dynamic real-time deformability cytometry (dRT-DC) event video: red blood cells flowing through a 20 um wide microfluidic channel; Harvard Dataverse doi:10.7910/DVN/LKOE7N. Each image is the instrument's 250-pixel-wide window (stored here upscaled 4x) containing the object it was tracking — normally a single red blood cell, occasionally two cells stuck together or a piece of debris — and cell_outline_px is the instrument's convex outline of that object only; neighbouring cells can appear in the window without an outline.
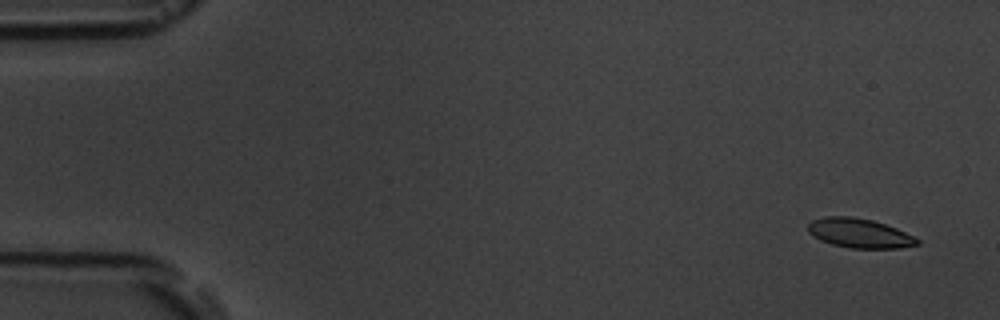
{"species": "common noctule bat (a hibernating species)", "species_latin": "Nyctalus noctula", "temperature_condition": "room temperature", "stored_images_in_passage": 5, "camera_frame_rate_fps": 3000, "um_per_image_px": 0.085, "animal": {"sex": "male", "body_mass_g": 19.5, "forearm_length_mm": 54.6}, "frame": {"image": 1, "passage_image": 1, "time_ms": 0.0, "image_size_px": [1000, 320], "cell_outline_px": [[920, 244], [900, 248], [848, 248], [832, 244], [820, 240], [808, 232], [808, 224], [812, 220], [824, 216], [852, 216], [872, 220], [896, 228], [920, 240]], "centroid_in_image_um": [73.03, 19.82], "position_along_channel_um": 12.0, "area_um2": 18.67}}
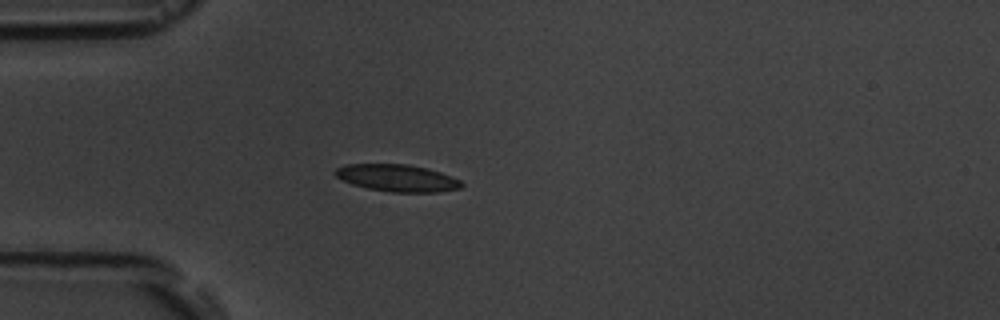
{"frame": {"image": 2, "passage_image": 5, "time_ms": 4.333, "image_size_px": [1000, 320], "cell_outline_px": [[464, 184], [460, 188], [440, 192], [392, 192], [368, 188], [352, 184], [336, 176], [336, 168], [344, 164], [408, 164], [428, 168], [452, 176], [460, 180]], "centroid_in_image_um": [33.8, 15.12], "position_along_channel_um": 51.2, "area_um2": 19.88}}